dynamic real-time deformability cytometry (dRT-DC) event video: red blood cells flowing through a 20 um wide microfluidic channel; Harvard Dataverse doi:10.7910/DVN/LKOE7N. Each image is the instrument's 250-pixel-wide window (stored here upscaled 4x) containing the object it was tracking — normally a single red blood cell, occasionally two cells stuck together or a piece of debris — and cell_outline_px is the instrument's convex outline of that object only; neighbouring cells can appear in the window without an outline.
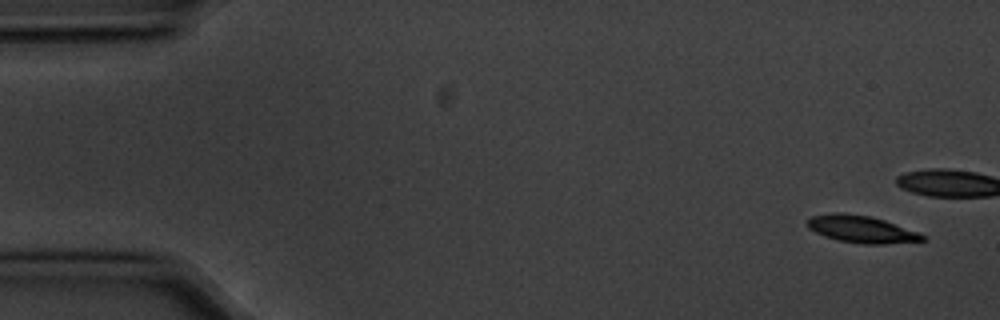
{"species": "common noctule bat (a hibernating species)", "species_latin": "Nyctalus noctula", "temperature_condition": "cold", "stored_images_in_passage": 5, "camera_frame_rate_fps": 3000, "um_per_image_px": 0.085, "animal": {"sex": "male", "body_mass_g": 20.1, "forearm_length_mm": 53.5}, "frame": {"image": 1, "passage_image": 1, "time_ms": 0.0, "image_size_px": [1000, 320], "cell_outline_px": [[928, 240], [884, 244], [864, 244], [840, 240], [824, 236], [808, 228], [808, 220], [812, 216], [832, 212], [844, 212], [868, 216], [884, 220], [928, 236]], "centroid_in_image_um": [73.24, 19.48], "position_along_channel_um": 11.8, "area_um2": 18.09}}